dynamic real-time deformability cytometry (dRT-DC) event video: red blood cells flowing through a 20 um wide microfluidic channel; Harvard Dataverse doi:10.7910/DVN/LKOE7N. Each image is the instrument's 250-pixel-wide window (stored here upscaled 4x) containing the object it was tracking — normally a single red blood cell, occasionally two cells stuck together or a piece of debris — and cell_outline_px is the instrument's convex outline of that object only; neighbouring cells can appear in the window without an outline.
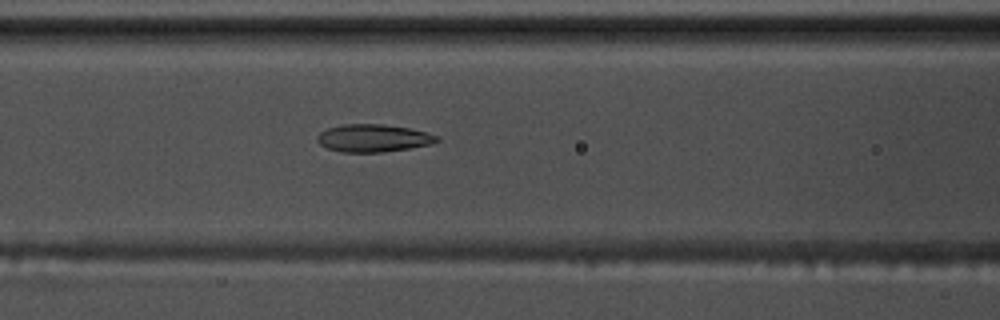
{"species": "common noctule bat (a hibernating species)", "species_latin": "Nyctalus noctula", "temperature_condition": "warm", "stored_images_in_passage": 41, "camera_frame_rate_fps": 3000, "um_per_image_px": 0.085, "animal": {"sex": "male", "body_mass_g": 17.5, "forearm_length_mm": 52.3}, "frame": {"image": 1, "passage_image": 8, "time_ms": 2.333, "image_size_px": [1000, 320], "cell_outline_px": [[440, 140], [432, 144], [384, 152], [340, 152], [328, 148], [320, 144], [316, 140], [316, 136], [320, 132], [328, 128], [344, 124], [380, 124], [408, 128], [428, 132], [440, 136]], "centroid_in_image_um": [31.74, 11.74], "position_along_channel_um": 134.9, "area_um2": 19.31}}
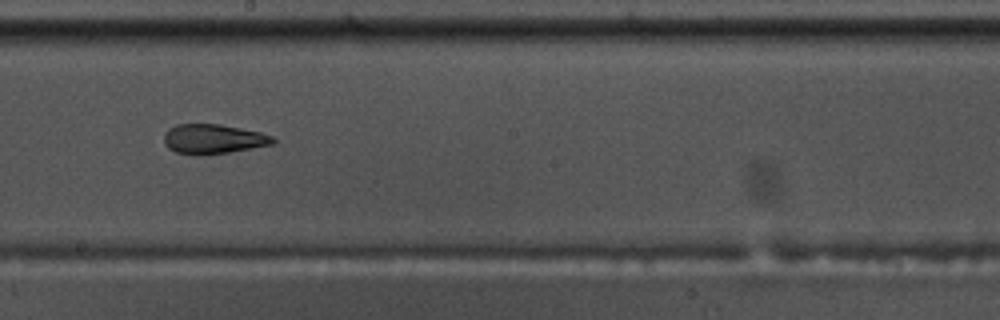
{"frame": {"image": 2, "passage_image": 16, "time_ms": 5.0, "image_size_px": [1000, 320], "cell_outline_px": [[276, 140], [272, 144], [252, 148], [228, 152], [196, 156], [176, 152], [168, 148], [164, 144], [164, 136], [168, 128], [176, 124], [220, 124], [260, 132], [276, 136]], "centroid_in_image_um": [18.12, 11.81], "position_along_channel_um": 230.1, "area_um2": 18.96}}
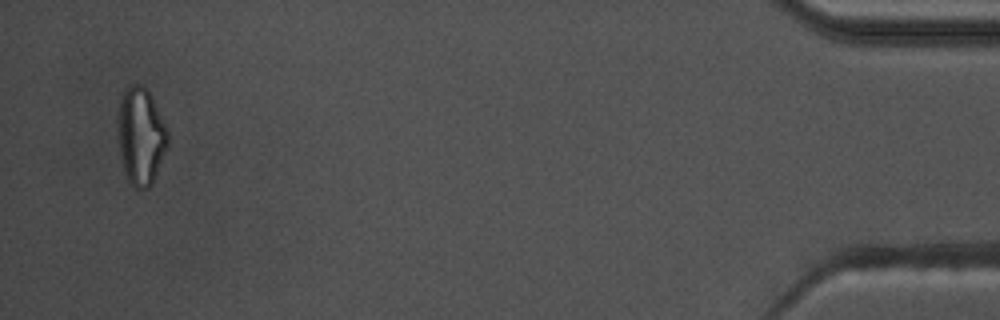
{"frame": {"image": 3, "passage_image": 39, "time_ms": 12.667, "image_size_px": [1000, 320], "cell_outline_px": [[168, 148], [152, 184], [148, 188], [136, 188], [128, 180], [124, 168], [120, 152], [120, 100], [124, 88], [128, 84], [144, 84], [148, 88], [168, 128]], "centroid_in_image_um": [12.03, 11.52], "position_along_channel_um": 423.2, "area_um2": 28.15}, "authors_computed_cell_mechanics": {"area_um2": 19.8832, "velocity_mm_per_s": 3.5858, "shape_relaxation_time_tau1_ms": null, "shape_relaxation_time_tau2_ms": 2.8456, "deformation_change_tau1": null, "deformation_change_tau2": 0.1118}}